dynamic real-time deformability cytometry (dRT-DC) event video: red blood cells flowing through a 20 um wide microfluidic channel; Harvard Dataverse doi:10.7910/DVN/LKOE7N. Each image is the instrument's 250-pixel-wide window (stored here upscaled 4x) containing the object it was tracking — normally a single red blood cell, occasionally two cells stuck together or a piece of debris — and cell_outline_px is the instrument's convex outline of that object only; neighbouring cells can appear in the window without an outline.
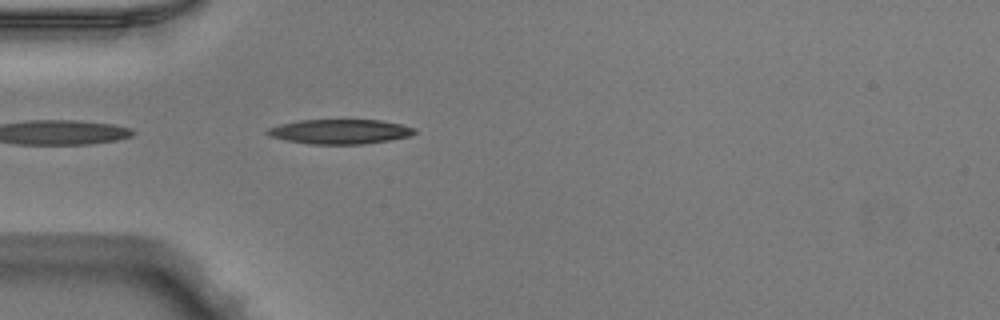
{"species": "Egyptian fruit bat (a non-hibernating species)", "species_latin": "Rousettus aegyptiacus", "temperature_condition": "warm", "stored_images_in_passage": 13, "camera_frame_rate_fps": 3000, "um_per_image_px": 0.085, "animal": {"sex": "male"}, "frame": {"image": 1, "passage_image": 1, "time_ms": 0.0, "image_size_px": [1000, 320], "cell_outline_px": [[416, 132], [412, 136], [364, 144], [308, 144], [284, 140], [268, 136], [264, 132], [268, 128], [280, 124], [300, 120], [380, 120], [400, 124], [416, 128]], "centroid_in_image_um": [28.87, 11.19], "position_along_channel_um": 56.1, "area_um2": 21.27}}
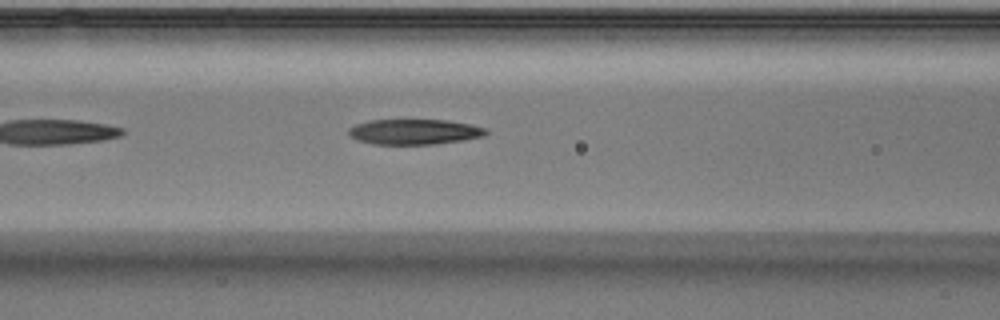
{"frame": {"image": 2, "passage_image": 7, "time_ms": 2.0, "image_size_px": [1000, 320], "cell_outline_px": [[488, 132], [484, 136], [464, 140], [436, 144], [372, 144], [356, 140], [348, 132], [348, 128], [356, 124], [368, 120], [444, 120], [472, 124], [488, 128]], "centroid_in_image_um": [35.24, 11.2], "position_along_channel_um": 131.4, "area_um2": 20.4}}
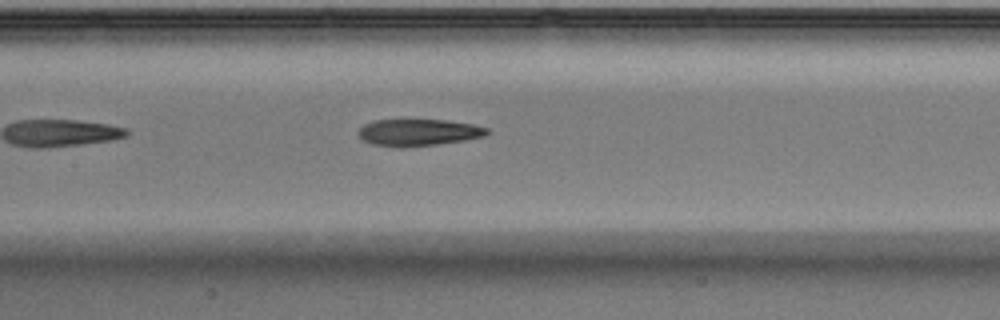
{"frame": {"image": 3, "passage_image": 10, "time_ms": 3.0, "image_size_px": [1000, 320], "cell_outline_px": [[492, 132], [484, 136], [464, 140], [436, 144], [404, 148], [396, 148], [372, 144], [364, 140], [356, 132], [364, 124], [372, 120], [444, 120], [472, 124], [488, 128]], "centroid_in_image_um": [35.55, 11.26], "position_along_channel_um": 171.9, "area_um2": 20.23}}